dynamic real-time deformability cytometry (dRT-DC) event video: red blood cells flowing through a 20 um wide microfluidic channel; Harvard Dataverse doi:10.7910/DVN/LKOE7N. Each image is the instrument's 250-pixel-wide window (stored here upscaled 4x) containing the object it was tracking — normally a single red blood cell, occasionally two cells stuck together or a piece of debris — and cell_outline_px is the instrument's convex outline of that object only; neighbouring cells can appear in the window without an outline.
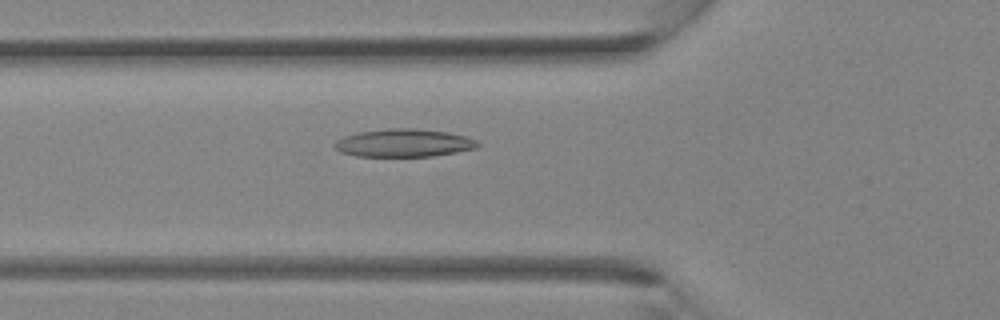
{"species": "Egyptian fruit bat (a non-hibernating species)", "species_latin": "Rousettus aegyptiacus", "temperature_condition": "room temperature", "stored_images_in_passage": 35, "camera_frame_rate_fps": 3000, "um_per_image_px": 0.085, "animal": {"sex": "female"}, "frame": {"image": 1, "passage_image": 11, "time_ms": 3.333, "image_size_px": [1000, 320], "cell_outline_px": [[480, 144], [476, 148], [456, 152], [432, 156], [356, 156], [340, 152], [332, 144], [336, 140], [344, 136], [360, 132], [388, 128], [412, 128], [448, 132], [468, 136], [476, 140]], "centroid_in_image_um": [34.33, 12.15], "position_along_channel_um": 91.5, "area_um2": 23.29}}
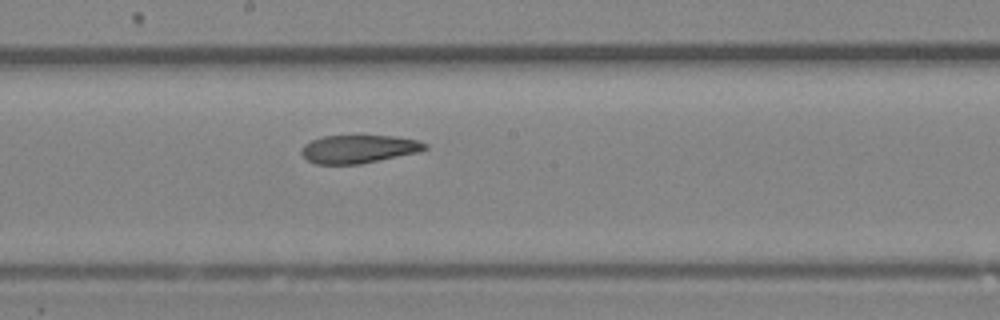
{"frame": {"image": 2, "passage_image": 18, "time_ms": 5.667, "image_size_px": [1000, 320], "cell_outline_px": [[428, 148], [420, 152], [360, 164], [316, 164], [308, 160], [300, 152], [300, 148], [304, 144], [312, 140], [324, 136], [392, 136], [416, 140], [428, 144]], "centroid_in_image_um": [30.49, 12.67], "position_along_channel_um": 217.7, "area_um2": 20.23}}
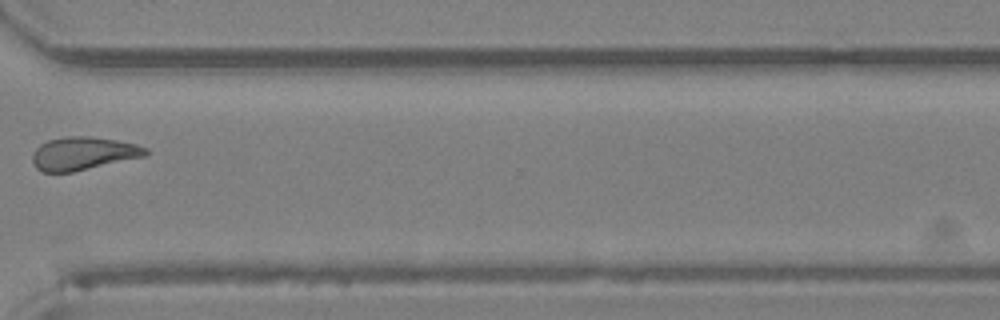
{"frame": {"image": 3, "passage_image": 26, "time_ms": 8.333, "image_size_px": [1000, 320], "cell_outline_px": [[148, 152], [144, 156], [72, 172], [40, 172], [36, 168], [32, 160], [32, 152], [40, 144], [48, 140], [64, 136], [88, 136], [116, 140], [136, 144], [148, 148]], "centroid_in_image_um": [7.03, 13.04], "position_along_channel_um": 363.6, "area_um2": 21.79}}